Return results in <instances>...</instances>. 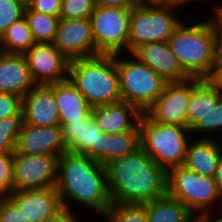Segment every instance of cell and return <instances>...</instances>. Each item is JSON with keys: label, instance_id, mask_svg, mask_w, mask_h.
Returning <instances> with one entry per match:
<instances>
[{"label": "cell", "instance_id": "obj_1", "mask_svg": "<svg viewBox=\"0 0 222 222\" xmlns=\"http://www.w3.org/2000/svg\"><path fill=\"white\" fill-rule=\"evenodd\" d=\"M55 188L69 210L73 202L103 217L112 204L105 166L85 154L66 151L58 157Z\"/></svg>", "mask_w": 222, "mask_h": 222}, {"label": "cell", "instance_id": "obj_2", "mask_svg": "<svg viewBox=\"0 0 222 222\" xmlns=\"http://www.w3.org/2000/svg\"><path fill=\"white\" fill-rule=\"evenodd\" d=\"M105 168L111 203L144 204L166 194L167 172L142 148Z\"/></svg>", "mask_w": 222, "mask_h": 222}, {"label": "cell", "instance_id": "obj_3", "mask_svg": "<svg viewBox=\"0 0 222 222\" xmlns=\"http://www.w3.org/2000/svg\"><path fill=\"white\" fill-rule=\"evenodd\" d=\"M68 79L92 107L122 99L115 55L70 61Z\"/></svg>", "mask_w": 222, "mask_h": 222}, {"label": "cell", "instance_id": "obj_4", "mask_svg": "<svg viewBox=\"0 0 222 222\" xmlns=\"http://www.w3.org/2000/svg\"><path fill=\"white\" fill-rule=\"evenodd\" d=\"M183 20L168 39L169 47L190 78L211 79L213 34L211 17L195 24Z\"/></svg>", "mask_w": 222, "mask_h": 222}, {"label": "cell", "instance_id": "obj_5", "mask_svg": "<svg viewBox=\"0 0 222 222\" xmlns=\"http://www.w3.org/2000/svg\"><path fill=\"white\" fill-rule=\"evenodd\" d=\"M139 127L141 148L166 172L183 164L191 139L187 127L154 122L146 113L141 116Z\"/></svg>", "mask_w": 222, "mask_h": 222}, {"label": "cell", "instance_id": "obj_6", "mask_svg": "<svg viewBox=\"0 0 222 222\" xmlns=\"http://www.w3.org/2000/svg\"><path fill=\"white\" fill-rule=\"evenodd\" d=\"M166 193L181 201L197 217L222 209V194L214 177L199 175L183 165L167 171Z\"/></svg>", "mask_w": 222, "mask_h": 222}, {"label": "cell", "instance_id": "obj_7", "mask_svg": "<svg viewBox=\"0 0 222 222\" xmlns=\"http://www.w3.org/2000/svg\"><path fill=\"white\" fill-rule=\"evenodd\" d=\"M176 4H135L130 12L128 52L150 42H168L183 21ZM177 14V15H176Z\"/></svg>", "mask_w": 222, "mask_h": 222}, {"label": "cell", "instance_id": "obj_8", "mask_svg": "<svg viewBox=\"0 0 222 222\" xmlns=\"http://www.w3.org/2000/svg\"><path fill=\"white\" fill-rule=\"evenodd\" d=\"M121 56L122 53L115 54L122 100L145 113L168 82L134 55H129V59Z\"/></svg>", "mask_w": 222, "mask_h": 222}, {"label": "cell", "instance_id": "obj_9", "mask_svg": "<svg viewBox=\"0 0 222 222\" xmlns=\"http://www.w3.org/2000/svg\"><path fill=\"white\" fill-rule=\"evenodd\" d=\"M131 8L96 5L90 16L95 56L128 53Z\"/></svg>", "mask_w": 222, "mask_h": 222}, {"label": "cell", "instance_id": "obj_10", "mask_svg": "<svg viewBox=\"0 0 222 222\" xmlns=\"http://www.w3.org/2000/svg\"><path fill=\"white\" fill-rule=\"evenodd\" d=\"M58 156L14 151L13 191L55 187Z\"/></svg>", "mask_w": 222, "mask_h": 222}, {"label": "cell", "instance_id": "obj_11", "mask_svg": "<svg viewBox=\"0 0 222 222\" xmlns=\"http://www.w3.org/2000/svg\"><path fill=\"white\" fill-rule=\"evenodd\" d=\"M22 55L36 85H51L68 79L70 61L53 43H36Z\"/></svg>", "mask_w": 222, "mask_h": 222}, {"label": "cell", "instance_id": "obj_12", "mask_svg": "<svg viewBox=\"0 0 222 222\" xmlns=\"http://www.w3.org/2000/svg\"><path fill=\"white\" fill-rule=\"evenodd\" d=\"M53 45L69 61L95 56V43L90 18H60Z\"/></svg>", "mask_w": 222, "mask_h": 222}, {"label": "cell", "instance_id": "obj_13", "mask_svg": "<svg viewBox=\"0 0 222 222\" xmlns=\"http://www.w3.org/2000/svg\"><path fill=\"white\" fill-rule=\"evenodd\" d=\"M190 100V79L171 82L145 112L154 122L187 127V110Z\"/></svg>", "mask_w": 222, "mask_h": 222}, {"label": "cell", "instance_id": "obj_14", "mask_svg": "<svg viewBox=\"0 0 222 222\" xmlns=\"http://www.w3.org/2000/svg\"><path fill=\"white\" fill-rule=\"evenodd\" d=\"M22 119L35 127L60 125L55 84L35 85L22 97Z\"/></svg>", "mask_w": 222, "mask_h": 222}, {"label": "cell", "instance_id": "obj_15", "mask_svg": "<svg viewBox=\"0 0 222 222\" xmlns=\"http://www.w3.org/2000/svg\"><path fill=\"white\" fill-rule=\"evenodd\" d=\"M15 151L20 154H44L60 156L67 151L62 136V127H35L22 123Z\"/></svg>", "mask_w": 222, "mask_h": 222}, {"label": "cell", "instance_id": "obj_16", "mask_svg": "<svg viewBox=\"0 0 222 222\" xmlns=\"http://www.w3.org/2000/svg\"><path fill=\"white\" fill-rule=\"evenodd\" d=\"M168 83L184 82L190 77L183 71L168 42H150L137 47L132 53Z\"/></svg>", "mask_w": 222, "mask_h": 222}, {"label": "cell", "instance_id": "obj_17", "mask_svg": "<svg viewBox=\"0 0 222 222\" xmlns=\"http://www.w3.org/2000/svg\"><path fill=\"white\" fill-rule=\"evenodd\" d=\"M8 196L23 211L28 222H44L62 208L60 196L55 187L16 190Z\"/></svg>", "mask_w": 222, "mask_h": 222}, {"label": "cell", "instance_id": "obj_18", "mask_svg": "<svg viewBox=\"0 0 222 222\" xmlns=\"http://www.w3.org/2000/svg\"><path fill=\"white\" fill-rule=\"evenodd\" d=\"M139 148H141V131L138 124L134 129L122 133H100L97 147H91L85 155L106 166L116 159L134 153Z\"/></svg>", "mask_w": 222, "mask_h": 222}, {"label": "cell", "instance_id": "obj_19", "mask_svg": "<svg viewBox=\"0 0 222 222\" xmlns=\"http://www.w3.org/2000/svg\"><path fill=\"white\" fill-rule=\"evenodd\" d=\"M93 119L103 133L117 134L134 129L143 113L124 100L92 107Z\"/></svg>", "mask_w": 222, "mask_h": 222}, {"label": "cell", "instance_id": "obj_20", "mask_svg": "<svg viewBox=\"0 0 222 222\" xmlns=\"http://www.w3.org/2000/svg\"><path fill=\"white\" fill-rule=\"evenodd\" d=\"M35 85L22 54H0V92L23 97Z\"/></svg>", "mask_w": 222, "mask_h": 222}, {"label": "cell", "instance_id": "obj_21", "mask_svg": "<svg viewBox=\"0 0 222 222\" xmlns=\"http://www.w3.org/2000/svg\"><path fill=\"white\" fill-rule=\"evenodd\" d=\"M193 140L188 144L182 165L199 175L214 177L222 155V142L217 139Z\"/></svg>", "mask_w": 222, "mask_h": 222}, {"label": "cell", "instance_id": "obj_22", "mask_svg": "<svg viewBox=\"0 0 222 222\" xmlns=\"http://www.w3.org/2000/svg\"><path fill=\"white\" fill-rule=\"evenodd\" d=\"M222 92L210 79L190 78V100L187 110V128L191 130L219 103Z\"/></svg>", "mask_w": 222, "mask_h": 222}, {"label": "cell", "instance_id": "obj_23", "mask_svg": "<svg viewBox=\"0 0 222 222\" xmlns=\"http://www.w3.org/2000/svg\"><path fill=\"white\" fill-rule=\"evenodd\" d=\"M55 100L61 127L71 122L80 121L92 110V106L69 79L55 83Z\"/></svg>", "mask_w": 222, "mask_h": 222}, {"label": "cell", "instance_id": "obj_24", "mask_svg": "<svg viewBox=\"0 0 222 222\" xmlns=\"http://www.w3.org/2000/svg\"><path fill=\"white\" fill-rule=\"evenodd\" d=\"M102 133L90 112L80 121L62 126L63 143L67 151L85 154L91 147H97Z\"/></svg>", "mask_w": 222, "mask_h": 222}, {"label": "cell", "instance_id": "obj_25", "mask_svg": "<svg viewBox=\"0 0 222 222\" xmlns=\"http://www.w3.org/2000/svg\"><path fill=\"white\" fill-rule=\"evenodd\" d=\"M146 215L148 222H197V216L167 193L146 203Z\"/></svg>", "mask_w": 222, "mask_h": 222}, {"label": "cell", "instance_id": "obj_26", "mask_svg": "<svg viewBox=\"0 0 222 222\" xmlns=\"http://www.w3.org/2000/svg\"><path fill=\"white\" fill-rule=\"evenodd\" d=\"M35 44L25 16L12 23L0 37L4 53L23 54Z\"/></svg>", "mask_w": 222, "mask_h": 222}, {"label": "cell", "instance_id": "obj_27", "mask_svg": "<svg viewBox=\"0 0 222 222\" xmlns=\"http://www.w3.org/2000/svg\"><path fill=\"white\" fill-rule=\"evenodd\" d=\"M24 16L36 43H53L60 17L25 8Z\"/></svg>", "mask_w": 222, "mask_h": 222}, {"label": "cell", "instance_id": "obj_28", "mask_svg": "<svg viewBox=\"0 0 222 222\" xmlns=\"http://www.w3.org/2000/svg\"><path fill=\"white\" fill-rule=\"evenodd\" d=\"M102 218H104L105 222H148L146 203H112Z\"/></svg>", "mask_w": 222, "mask_h": 222}, {"label": "cell", "instance_id": "obj_29", "mask_svg": "<svg viewBox=\"0 0 222 222\" xmlns=\"http://www.w3.org/2000/svg\"><path fill=\"white\" fill-rule=\"evenodd\" d=\"M222 131V98L216 107L204 118H201L197 124L190 130V134L197 136L199 139H216L217 132ZM203 133V134H202ZM211 133L215 135L212 137Z\"/></svg>", "mask_w": 222, "mask_h": 222}, {"label": "cell", "instance_id": "obj_30", "mask_svg": "<svg viewBox=\"0 0 222 222\" xmlns=\"http://www.w3.org/2000/svg\"><path fill=\"white\" fill-rule=\"evenodd\" d=\"M22 123V116L0 119V152L15 151Z\"/></svg>", "mask_w": 222, "mask_h": 222}, {"label": "cell", "instance_id": "obj_31", "mask_svg": "<svg viewBox=\"0 0 222 222\" xmlns=\"http://www.w3.org/2000/svg\"><path fill=\"white\" fill-rule=\"evenodd\" d=\"M96 7L95 0H62L61 19L90 18Z\"/></svg>", "mask_w": 222, "mask_h": 222}, {"label": "cell", "instance_id": "obj_32", "mask_svg": "<svg viewBox=\"0 0 222 222\" xmlns=\"http://www.w3.org/2000/svg\"><path fill=\"white\" fill-rule=\"evenodd\" d=\"M14 152H0V196L13 191Z\"/></svg>", "mask_w": 222, "mask_h": 222}, {"label": "cell", "instance_id": "obj_33", "mask_svg": "<svg viewBox=\"0 0 222 222\" xmlns=\"http://www.w3.org/2000/svg\"><path fill=\"white\" fill-rule=\"evenodd\" d=\"M25 7L14 0H0V37L7 28L24 16Z\"/></svg>", "mask_w": 222, "mask_h": 222}, {"label": "cell", "instance_id": "obj_34", "mask_svg": "<svg viewBox=\"0 0 222 222\" xmlns=\"http://www.w3.org/2000/svg\"><path fill=\"white\" fill-rule=\"evenodd\" d=\"M213 34V63L211 78L222 69V21L214 14H211Z\"/></svg>", "mask_w": 222, "mask_h": 222}, {"label": "cell", "instance_id": "obj_35", "mask_svg": "<svg viewBox=\"0 0 222 222\" xmlns=\"http://www.w3.org/2000/svg\"><path fill=\"white\" fill-rule=\"evenodd\" d=\"M0 222H28L23 211L8 195L0 196Z\"/></svg>", "mask_w": 222, "mask_h": 222}, {"label": "cell", "instance_id": "obj_36", "mask_svg": "<svg viewBox=\"0 0 222 222\" xmlns=\"http://www.w3.org/2000/svg\"><path fill=\"white\" fill-rule=\"evenodd\" d=\"M22 116V97L0 92V119Z\"/></svg>", "mask_w": 222, "mask_h": 222}, {"label": "cell", "instance_id": "obj_37", "mask_svg": "<svg viewBox=\"0 0 222 222\" xmlns=\"http://www.w3.org/2000/svg\"><path fill=\"white\" fill-rule=\"evenodd\" d=\"M61 3L62 0H31L28 7L40 13L60 17Z\"/></svg>", "mask_w": 222, "mask_h": 222}, {"label": "cell", "instance_id": "obj_38", "mask_svg": "<svg viewBox=\"0 0 222 222\" xmlns=\"http://www.w3.org/2000/svg\"><path fill=\"white\" fill-rule=\"evenodd\" d=\"M73 210L62 207L53 216H50L45 222H80Z\"/></svg>", "mask_w": 222, "mask_h": 222}, {"label": "cell", "instance_id": "obj_39", "mask_svg": "<svg viewBox=\"0 0 222 222\" xmlns=\"http://www.w3.org/2000/svg\"><path fill=\"white\" fill-rule=\"evenodd\" d=\"M96 5L106 7L133 8L134 0H95Z\"/></svg>", "mask_w": 222, "mask_h": 222}, {"label": "cell", "instance_id": "obj_40", "mask_svg": "<svg viewBox=\"0 0 222 222\" xmlns=\"http://www.w3.org/2000/svg\"><path fill=\"white\" fill-rule=\"evenodd\" d=\"M216 218H215V216ZM197 222H222V209L216 211H207L197 217Z\"/></svg>", "mask_w": 222, "mask_h": 222}, {"label": "cell", "instance_id": "obj_41", "mask_svg": "<svg viewBox=\"0 0 222 222\" xmlns=\"http://www.w3.org/2000/svg\"><path fill=\"white\" fill-rule=\"evenodd\" d=\"M214 180L217 184V187L222 194V155L219 159L218 165H217V170L214 175Z\"/></svg>", "mask_w": 222, "mask_h": 222}, {"label": "cell", "instance_id": "obj_42", "mask_svg": "<svg viewBox=\"0 0 222 222\" xmlns=\"http://www.w3.org/2000/svg\"><path fill=\"white\" fill-rule=\"evenodd\" d=\"M210 80L222 92V69H220Z\"/></svg>", "mask_w": 222, "mask_h": 222}, {"label": "cell", "instance_id": "obj_43", "mask_svg": "<svg viewBox=\"0 0 222 222\" xmlns=\"http://www.w3.org/2000/svg\"><path fill=\"white\" fill-rule=\"evenodd\" d=\"M195 1L197 3L198 0H165V4H176V5H179L181 7H183V5H184V7H185L187 5L190 6L189 3H191V2L195 3ZM200 1H203V0H200Z\"/></svg>", "mask_w": 222, "mask_h": 222}, {"label": "cell", "instance_id": "obj_44", "mask_svg": "<svg viewBox=\"0 0 222 222\" xmlns=\"http://www.w3.org/2000/svg\"><path fill=\"white\" fill-rule=\"evenodd\" d=\"M135 4H165V0H134Z\"/></svg>", "mask_w": 222, "mask_h": 222}, {"label": "cell", "instance_id": "obj_45", "mask_svg": "<svg viewBox=\"0 0 222 222\" xmlns=\"http://www.w3.org/2000/svg\"><path fill=\"white\" fill-rule=\"evenodd\" d=\"M212 8V11L214 12L213 14H215L222 21V4L215 5Z\"/></svg>", "mask_w": 222, "mask_h": 222}, {"label": "cell", "instance_id": "obj_46", "mask_svg": "<svg viewBox=\"0 0 222 222\" xmlns=\"http://www.w3.org/2000/svg\"><path fill=\"white\" fill-rule=\"evenodd\" d=\"M14 1L20 3L25 8H27L29 6L30 2H31V0H14Z\"/></svg>", "mask_w": 222, "mask_h": 222}]
</instances>
